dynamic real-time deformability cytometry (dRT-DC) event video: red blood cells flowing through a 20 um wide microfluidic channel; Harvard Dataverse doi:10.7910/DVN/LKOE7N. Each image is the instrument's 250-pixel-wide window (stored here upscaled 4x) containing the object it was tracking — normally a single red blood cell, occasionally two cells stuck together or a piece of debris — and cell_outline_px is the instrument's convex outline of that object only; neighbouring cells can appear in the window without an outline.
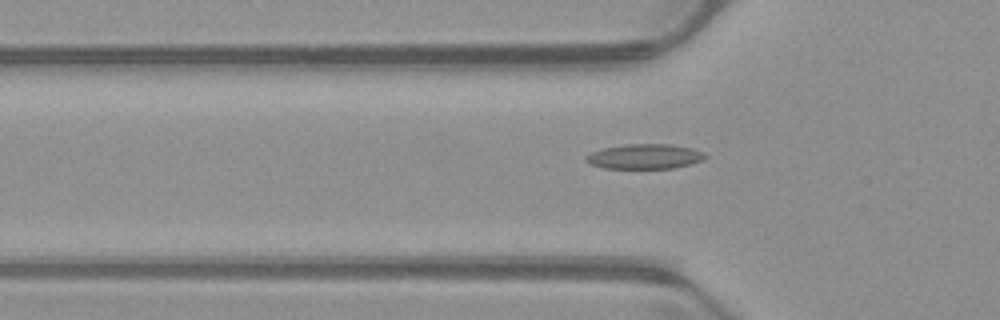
{"species": "common noctule bat (a hibernating species)", "species_latin": "Nyctalus noctula", "temperature_condition": "warm", "stored_images_in_passage": 48, "camera_frame_rate_fps": 3000, "um_per_image_px": 0.085, "animal": {"sex": "male", "body_mass_g": 23.1, "forearm_length_mm": 52.7}, "frame": {"image": 1, "passage_image": 17, "time_ms": 5.333, "image_size_px": [1000, 320], "cell_outline_px": [[708, 156], [704, 160], [692, 164], [672, 168], [604, 168], [588, 164], [584, 160], [584, 156], [592, 152], [604, 148], [624, 144], [668, 144], [692, 148], [704, 152]], "centroid_in_image_um": [54.8, 13.3], "position_along_channel_um": 71.0, "area_um2": 17.46}}
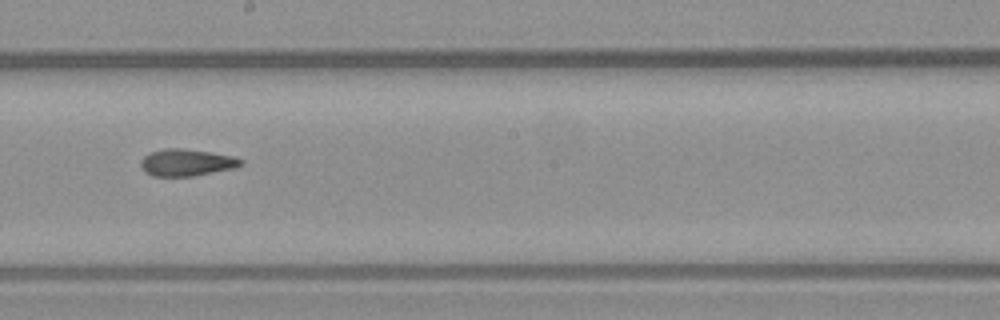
{"frame": {"image": 2, "passage_image": 29, "time_ms": 9.333, "image_size_px": [1000, 320], "cell_outline_px": [[244, 164], [232, 168], [192, 176], [152, 176], [140, 164], [140, 160], [144, 156], [152, 152], [164, 148], [180, 148], [212, 152], [232, 156], [244, 160]], "centroid_in_image_um": [15.87, 13.8], "position_along_channel_um": 232.3, "area_um2": 15.49}}
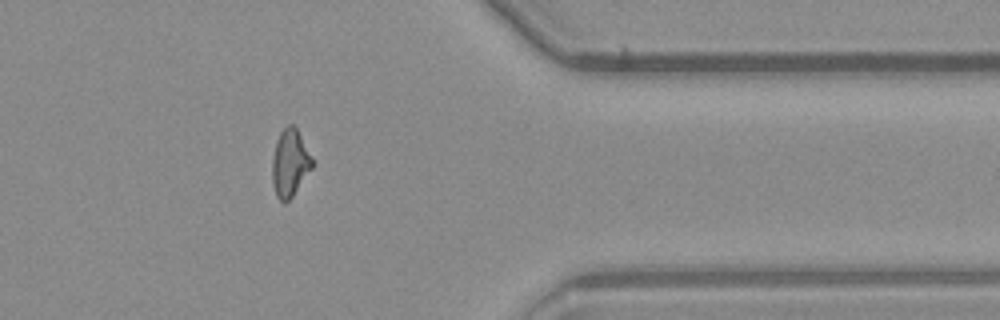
{"frame": {"image": 3, "passage_image": 42, "time_ms": 13.667, "image_size_px": [1000, 320], "cell_outline_px": [[312, 168], [292, 196], [284, 204], [276, 196], [272, 184], [272, 156], [276, 140], [280, 132], [288, 124], [292, 124], [296, 128], [312, 156]], "centroid_in_image_um": [24.62, 13.86], "position_along_channel_um": 386.8, "area_um2": 15.66}, "authors_computed_cell_mechanics": {"area_um2": 16.0106, "velocity_mm_per_s": 4.0034, "shape_relaxation_time_tau1_ms": 10.1719, "shape_relaxation_time_tau2_ms": 3.9682, "deformation_change_tau1": 0.2203, "deformation_change_tau2": 0.1166}}